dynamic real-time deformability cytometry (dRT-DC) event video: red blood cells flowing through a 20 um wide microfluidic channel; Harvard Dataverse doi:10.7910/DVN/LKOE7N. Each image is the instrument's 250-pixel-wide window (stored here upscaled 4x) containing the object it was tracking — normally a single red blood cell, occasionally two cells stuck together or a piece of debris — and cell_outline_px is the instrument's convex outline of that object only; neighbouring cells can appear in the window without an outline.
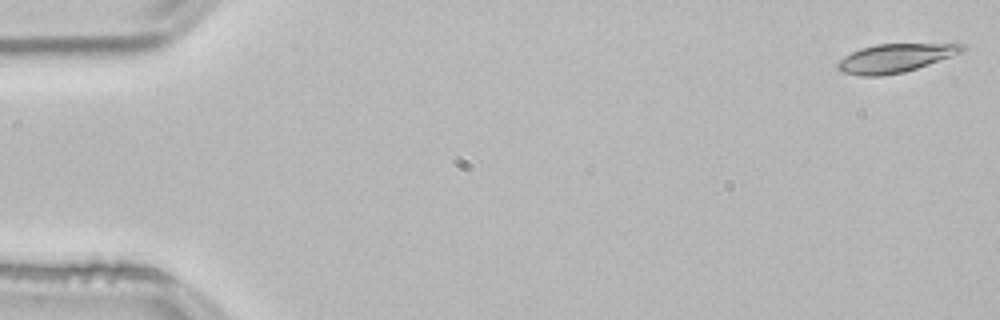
{"species": "common noctule bat (a hibernating species)", "species_latin": "Nyctalus noctula", "temperature_condition": "room temperature", "stored_images_in_passage": 53, "camera_frame_rate_fps": 3000, "um_per_image_px": 0.085, "animal": {"sex": "male", "body_mass_g": 21.5, "forearm_length_mm": 52.0}, "frame": {"image": 1, "passage_image": 1, "time_ms": 0.0, "image_size_px": [1000, 320], "cell_outline_px": [[968, 48], [964, 52], [904, 72], [880, 76], [860, 76], [844, 72], [836, 68], [836, 64], [844, 56], [860, 48], [876, 44], [964, 44]], "centroid_in_image_um": [76.09, 4.93], "position_along_channel_um": 8.9, "area_um2": 20.63}}
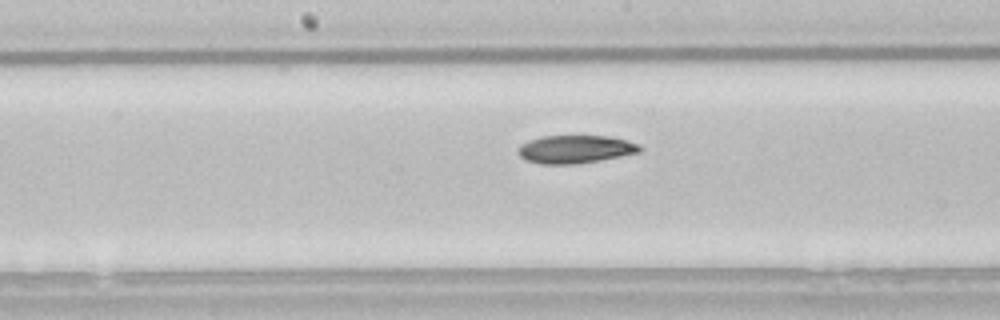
{"frame": {"image": 2, "passage_image": 27, "time_ms": 8.667, "image_size_px": [1000, 320], "cell_outline_px": [[644, 148], [640, 152], [600, 160], [576, 164], [540, 164], [524, 160], [516, 152], [516, 148], [520, 144], [528, 140], [540, 136], [608, 136], [640, 144]], "centroid_in_image_um": [48.85, 12.69], "position_along_channel_um": 199.4, "area_um2": 20.11}}
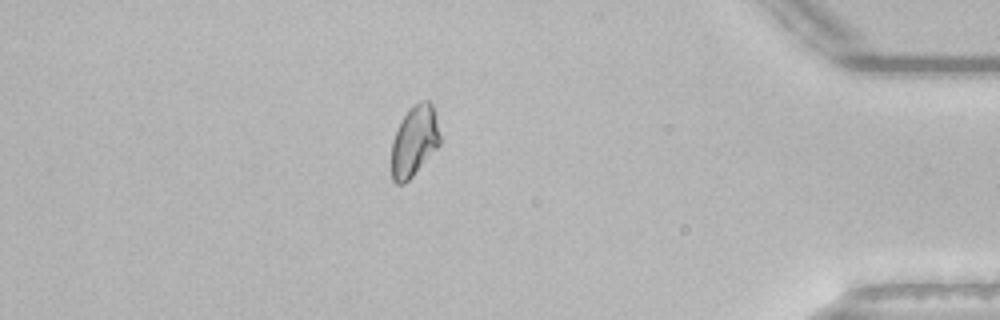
{"frame": {"image": 3, "passage_image": 46, "time_ms": 15.0, "image_size_px": [1000, 320], "cell_outline_px": [[440, 144], [412, 176], [404, 184], [396, 184], [392, 180], [392, 140], [404, 116], [420, 100], [428, 100], [432, 104], [440, 136]], "centroid_in_image_um": [35.21, 12.02], "position_along_channel_um": 400.0, "area_um2": 19.42}, "authors_computed_cell_mechanics": {"area_um2": 20.519, "velocity_mm_per_s": 3.8089, "shape_relaxation_time_tau1_ms": 8.506, "shape_relaxation_time_tau2_ms": null, "deformation_change_tau1": 0.1677, "deformation_change_tau2": null}}